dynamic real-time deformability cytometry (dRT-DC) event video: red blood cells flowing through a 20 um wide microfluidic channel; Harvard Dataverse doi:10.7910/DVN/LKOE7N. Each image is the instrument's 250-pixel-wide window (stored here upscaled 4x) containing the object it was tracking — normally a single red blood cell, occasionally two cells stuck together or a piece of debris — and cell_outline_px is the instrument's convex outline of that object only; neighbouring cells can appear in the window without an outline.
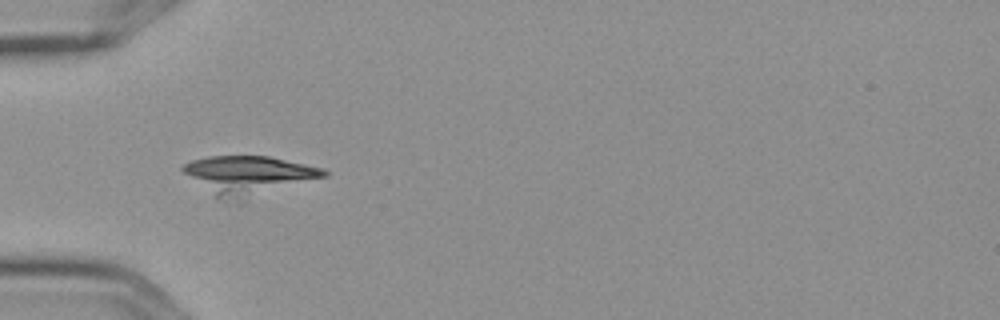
{"species": "Egyptian fruit bat (a non-hibernating species)", "species_latin": "Rousettus aegyptiacus", "temperature_condition": "cold", "stored_images_in_passage": 6, "camera_frame_rate_fps": 3000, "um_per_image_px": 0.085, "frame": {"image": 1, "passage_image": 2, "time_ms": 0.333, "image_size_px": [1000, 320], "cell_outline_px": [[328, 176], [244, 204], [240, 204], [216, 196], [184, 172], [180, 168], [184, 164], [192, 160], [208, 156], [268, 156], [324, 168], [328, 172]], "centroid_in_image_um": [21.25, 14.96], "position_along_channel_um": 63.8, "area_um2": 32.83}}
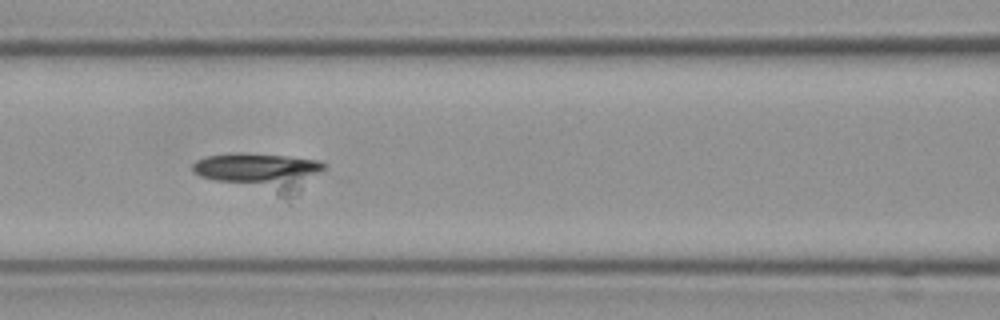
{"frame": {"image": 2, "passage_image": 4, "time_ms": 1.0, "image_size_px": [1000, 320], "cell_outline_px": [[324, 168], [296, 196], [288, 200], [200, 176], [192, 172], [192, 164], [196, 160], [208, 156], [236, 152], [244, 152], [288, 156], [316, 160], [324, 164]], "centroid_in_image_um": [22.13, 14.63], "position_along_channel_um": 144.5, "area_um2": 29.25}}
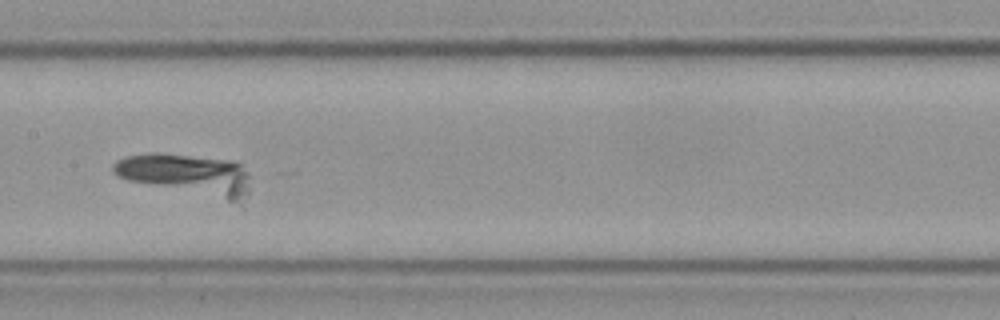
{"frame": {"image": 3, "passage_image": 5, "time_ms": 1.333, "image_size_px": [1000, 320], "cell_outline_px": [[248, 196], [240, 204], [128, 180], [112, 172], [112, 164], [116, 160], [124, 156], [152, 152], [156, 152], [232, 160], [240, 164], [248, 172]], "centroid_in_image_um": [15.89, 14.84], "position_along_channel_um": 191.5, "area_um2": 33.18}}